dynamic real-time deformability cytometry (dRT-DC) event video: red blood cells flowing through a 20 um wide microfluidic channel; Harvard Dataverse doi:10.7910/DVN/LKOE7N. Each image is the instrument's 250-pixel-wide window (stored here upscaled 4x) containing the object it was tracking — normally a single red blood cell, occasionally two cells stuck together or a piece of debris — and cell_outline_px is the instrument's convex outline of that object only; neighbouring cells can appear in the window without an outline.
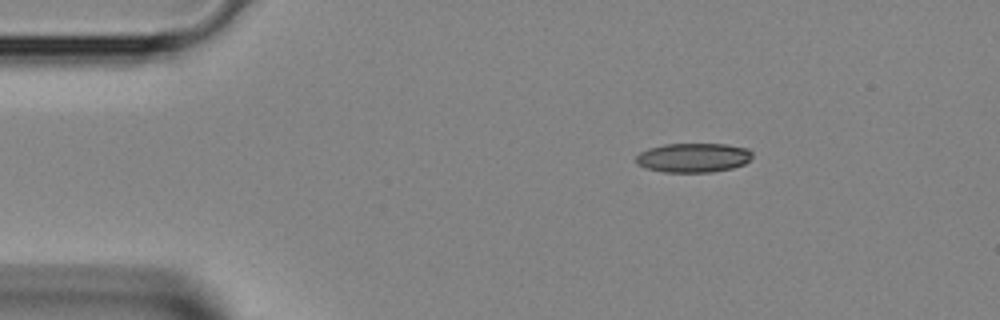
{"species": "Egyptian fruit bat (a non-hibernating species)", "species_latin": "Rousettus aegyptiacus", "temperature_condition": "room temperature", "stored_images_in_passage": 2, "camera_frame_rate_fps": 3000, "um_per_image_px": 0.085, "animal": {"sex": "female"}, "frame": {"image": 1, "passage_image": 1, "time_ms": 0.0, "image_size_px": [1000, 320], "cell_outline_px": [[752, 156], [744, 164], [732, 168], [712, 172], [664, 172], [644, 168], [636, 160], [636, 156], [640, 152], [648, 148], [664, 144], [728, 144], [748, 148], [752, 152]], "centroid_in_image_um": [58.94, 13.4], "position_along_channel_um": 26.1, "area_um2": 19.88}}